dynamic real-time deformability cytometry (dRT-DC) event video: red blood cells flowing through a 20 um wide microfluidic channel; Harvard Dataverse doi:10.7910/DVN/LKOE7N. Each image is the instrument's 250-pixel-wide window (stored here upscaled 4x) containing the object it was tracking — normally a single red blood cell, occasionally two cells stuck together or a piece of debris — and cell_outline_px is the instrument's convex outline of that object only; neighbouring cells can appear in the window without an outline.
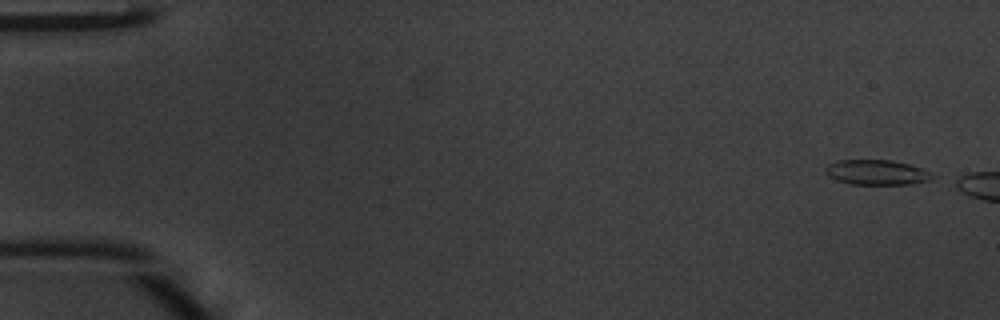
{"species": "common noctule bat (a hibernating species)", "species_latin": "Nyctalus noctula", "temperature_condition": "warm", "stored_images_in_passage": 7, "camera_frame_rate_fps": 3000, "um_per_image_px": 0.085, "animal": {"sex": "male", "body_mass_g": 20.1, "forearm_length_mm": 53.5}, "frame": {"image": 1, "passage_image": 2, "time_ms": 0.333, "image_size_px": [1000, 320], "cell_outline_px": [[936, 176], [932, 180], [912, 184], [848, 184], [836, 180], [828, 176], [824, 172], [824, 168], [828, 164], [836, 160], [892, 160], [924, 168], [932, 172]], "centroid_in_image_um": [74.54, 14.65], "position_along_channel_um": 10.5, "area_um2": 15.95}}